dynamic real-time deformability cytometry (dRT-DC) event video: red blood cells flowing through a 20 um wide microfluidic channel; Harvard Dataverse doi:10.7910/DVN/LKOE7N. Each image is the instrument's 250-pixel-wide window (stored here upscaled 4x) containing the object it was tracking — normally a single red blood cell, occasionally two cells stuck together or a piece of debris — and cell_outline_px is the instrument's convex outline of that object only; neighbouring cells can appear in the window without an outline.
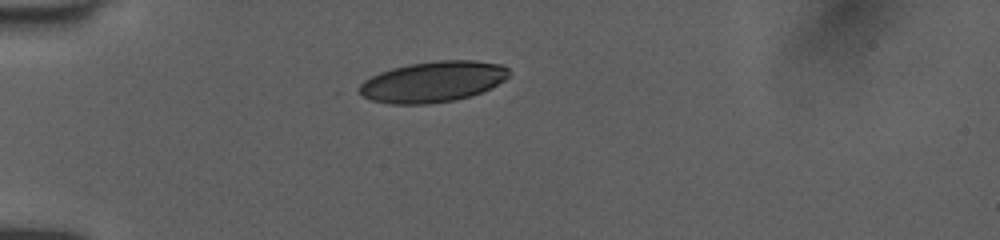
{"species": "human", "species_latin": "Homo sapiens", "temperature_condition": "room temperature", "stored_images_in_passage": 38, "camera_frame_rate_fps": 3000, "um_per_image_px": 0.085, "donor": {"sex": "female"}, "frame": {"image": 1, "passage_image": 1, "time_ms": 0.0, "image_size_px": [1000, 240], "cell_outline_px": [[508, 76], [504, 80], [492, 88], [484, 92], [472, 96], [456, 100], [428, 104], [392, 104], [372, 100], [360, 96], [356, 88], [364, 80], [380, 72], [392, 68], [408, 64], [440, 60], [472, 60], [500, 64], [508, 68]], "centroid_in_image_um": [36.78, 6.96], "position_along_channel_um": 48.2, "area_um2": 35.89}}
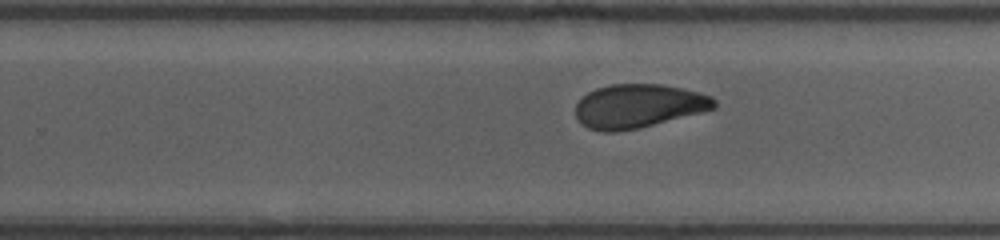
{"frame": {"image": 2, "passage_image": 20, "time_ms": 6.333, "image_size_px": [1000, 240], "cell_outline_px": [[716, 108], [640, 128], [616, 132], [604, 132], [588, 128], [576, 116], [576, 104], [588, 92], [596, 88], [612, 84], [660, 84], [680, 88], [712, 96], [716, 100]], "centroid_in_image_um": [54.26, 9.01], "position_along_channel_um": 275.5, "area_um2": 35.08}}
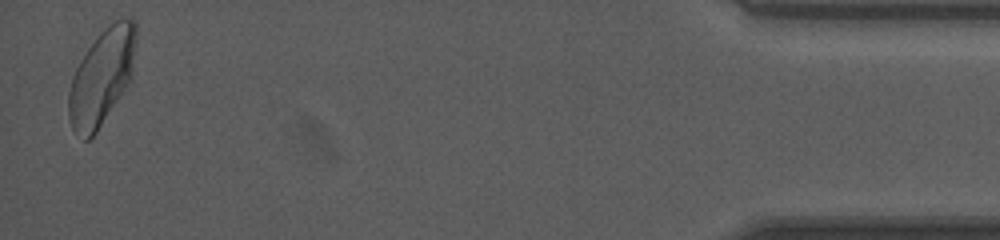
{"frame": {"image": 3, "passage_image": 37, "time_ms": 12.0, "image_size_px": [1000, 240], "cell_outline_px": [[136, 40], [132, 76], [96, 132], [88, 140], [84, 140], [72, 128], [68, 116], [68, 92], [72, 76], [84, 52], [116, 20], [136, 20]], "centroid_in_image_um": [8.62, 6.58], "position_along_channel_um": 426.6, "area_um2": 36.59}, "authors_computed_cell_mechanics": {"area_um2": 36.2117, "velocity_mm_per_s": 4.0206, "shape_relaxation_time_tau1_ms": 5.5615, "shape_relaxation_time_tau2_ms": 2.0062, "deformation_change_tau1": 0.167, "deformation_change_tau2": 0.0779}}